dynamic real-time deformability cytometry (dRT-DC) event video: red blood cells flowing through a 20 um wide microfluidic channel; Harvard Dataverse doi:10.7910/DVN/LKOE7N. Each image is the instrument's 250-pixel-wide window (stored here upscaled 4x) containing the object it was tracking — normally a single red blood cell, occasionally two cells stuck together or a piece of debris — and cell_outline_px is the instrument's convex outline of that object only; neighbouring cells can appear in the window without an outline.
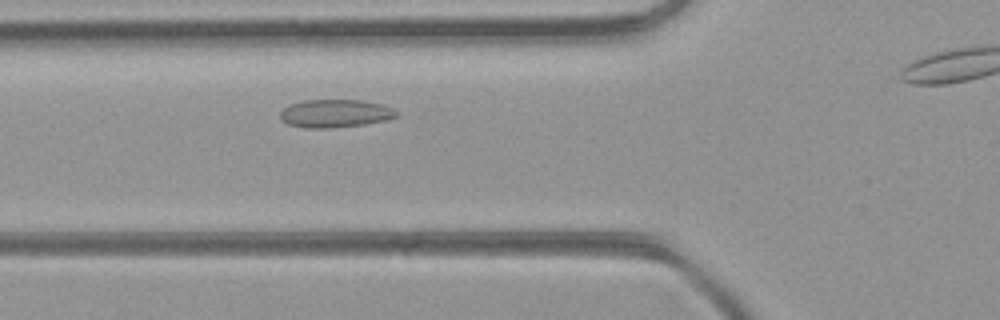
{"species": "common noctule bat (a hibernating species)", "species_latin": "Nyctalus noctula", "temperature_condition": "room temperature", "stored_images_in_passage": 31, "camera_frame_rate_fps": 3000, "um_per_image_px": 0.085, "animal": {"sex": "female", "body_mass_g": 21.9}, "frame": {"image": 1, "passage_image": 9, "time_ms": 2.667, "image_size_px": [1000, 320], "cell_outline_px": [[400, 116], [384, 120], [364, 124], [332, 128], [308, 128], [288, 124], [280, 120], [280, 112], [288, 104], [300, 100], [360, 100], [380, 104], [392, 108], [400, 112]], "centroid_in_image_um": [28.47, 9.64], "position_along_channel_um": 97.3, "area_um2": 19.13}}
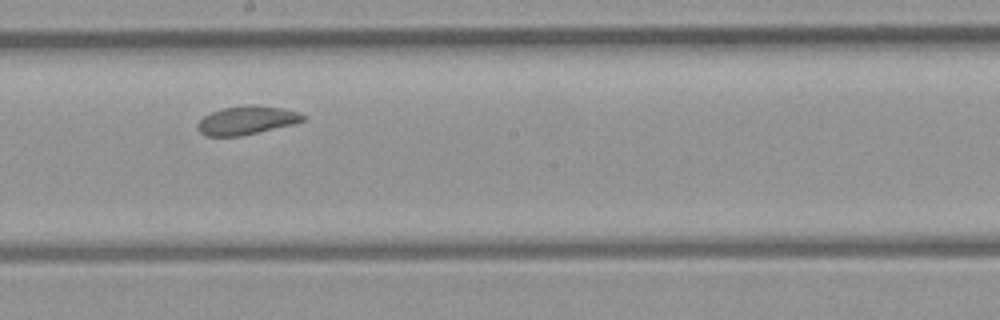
{"frame": {"image": 2, "passage_image": 18, "time_ms": 5.667, "image_size_px": [1000, 320], "cell_outline_px": [[308, 116], [304, 120], [292, 124], [240, 136], [208, 136], [200, 132], [196, 124], [204, 116], [212, 112], [224, 108], [284, 108], [300, 112]], "centroid_in_image_um": [20.97, 10.27], "position_along_channel_um": 227.2, "area_um2": 16.53}}
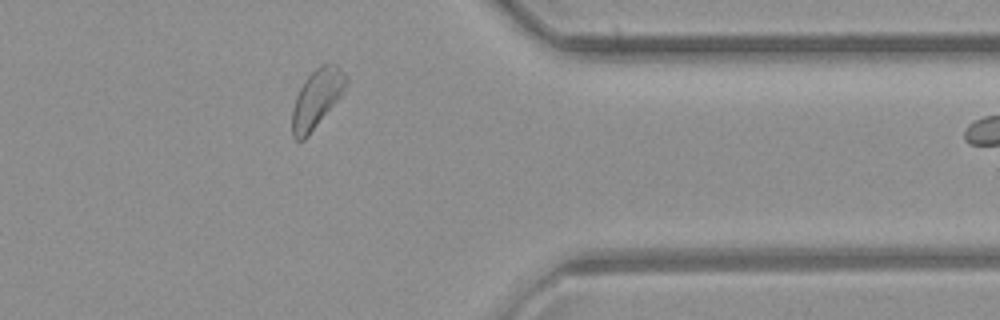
{"frame": {"image": 3, "passage_image": 30, "time_ms": 9.667, "image_size_px": [1000, 320], "cell_outline_px": [[348, 84], [340, 96], [308, 136], [304, 140], [296, 140], [292, 136], [292, 108], [296, 96], [304, 80], [320, 64], [336, 64], [348, 76]], "centroid_in_image_um": [26.92, 8.36], "position_along_channel_um": 384.5, "area_um2": 18.26}}